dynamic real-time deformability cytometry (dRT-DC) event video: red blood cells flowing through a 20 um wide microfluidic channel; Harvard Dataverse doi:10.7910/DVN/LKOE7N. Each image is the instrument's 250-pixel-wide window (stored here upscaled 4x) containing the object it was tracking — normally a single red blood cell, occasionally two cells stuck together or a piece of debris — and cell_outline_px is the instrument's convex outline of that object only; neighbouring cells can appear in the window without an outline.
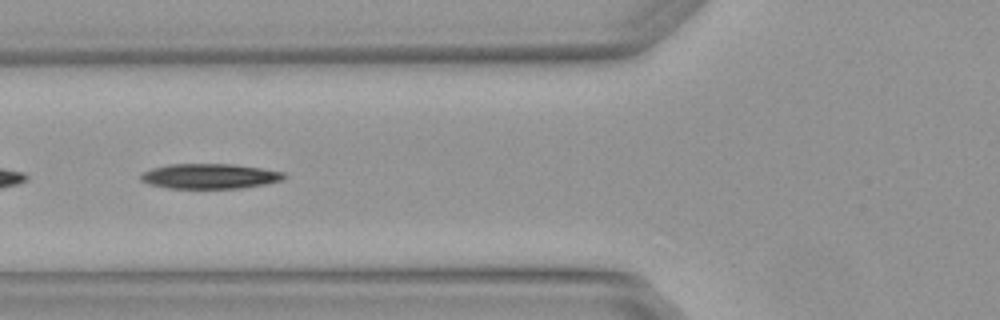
{"species": "Egyptian fruit bat (a non-hibernating species)", "species_latin": "Rousettus aegyptiacus", "temperature_condition": "warm", "stored_images_in_passage": 6, "segment_of_instrument_passage": [2, 2], "camera_frame_rate_fps": 3000, "um_per_image_px": 0.085, "animal": {"sex": "female"}, "frame": {"image": 1, "passage_image": 6, "time_ms": 1.667, "image_size_px": [1000, 320], "cell_outline_px": [[288, 176], [284, 180], [264, 184], [240, 188], [168, 188], [148, 184], [140, 180], [140, 176], [144, 172], [152, 168], [168, 164], [232, 164], [260, 168], [284, 172]], "centroid_in_image_um": [17.84, 14.97], "position_along_channel_um": 108.0, "area_um2": 20.92}}